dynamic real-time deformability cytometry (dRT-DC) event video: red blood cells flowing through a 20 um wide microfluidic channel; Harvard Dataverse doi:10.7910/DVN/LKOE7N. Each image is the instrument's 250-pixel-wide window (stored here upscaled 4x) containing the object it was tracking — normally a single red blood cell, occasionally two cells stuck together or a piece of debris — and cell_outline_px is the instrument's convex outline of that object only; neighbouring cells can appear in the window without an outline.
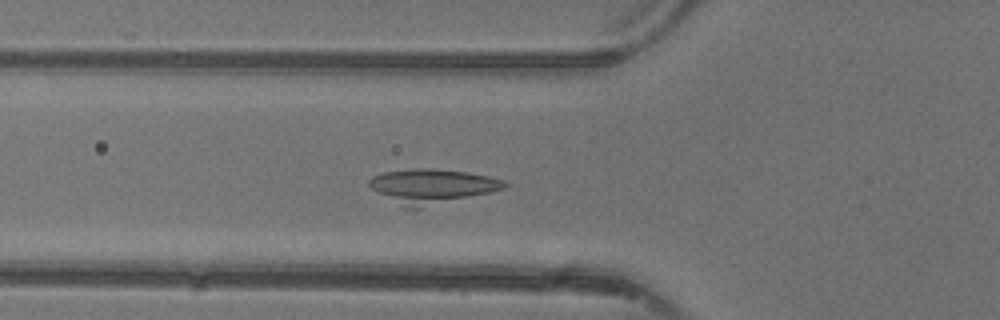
{"species": "common noctule bat (a hibernating species)", "species_latin": "Nyctalus noctula", "temperature_condition": "warm", "stored_images_in_passage": 28, "camera_frame_rate_fps": 3000, "um_per_image_px": 0.085, "animal": {"sex": "female"}, "frame": {"image": 1, "passage_image": 3, "time_ms": 0.667, "image_size_px": [1000, 320], "cell_outline_px": [[508, 184], [504, 188], [492, 192], [420, 208], [404, 208], [372, 188], [368, 184], [368, 180], [372, 176], [384, 172], [412, 168], [432, 168], [468, 172], [488, 176], [504, 180]], "centroid_in_image_um": [36.72, 15.81], "position_along_channel_um": 89.1, "area_um2": 26.99}}
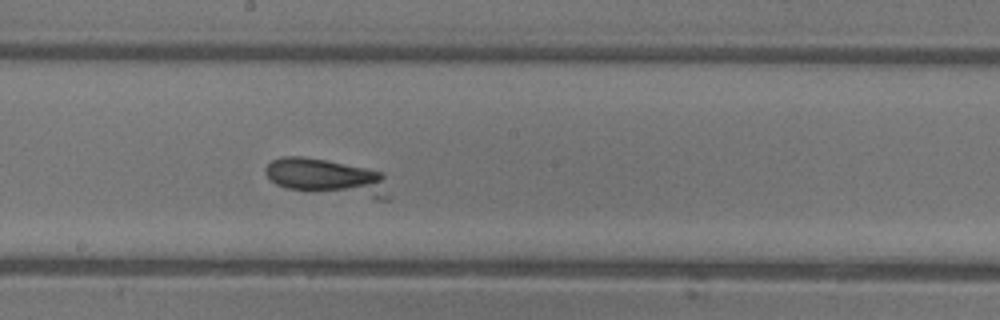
{"frame": {"image": 2, "passage_image": 12, "time_ms": 3.667, "image_size_px": [1000, 320], "cell_outline_px": [[388, 200], [376, 200], [308, 192], [288, 188], [276, 184], [264, 172], [264, 168], [272, 160], [284, 156], [300, 156], [324, 160], [384, 172], [388, 196]], "centroid_in_image_um": [27.83, 15.11], "position_along_channel_um": 220.4, "area_um2": 26.76}}
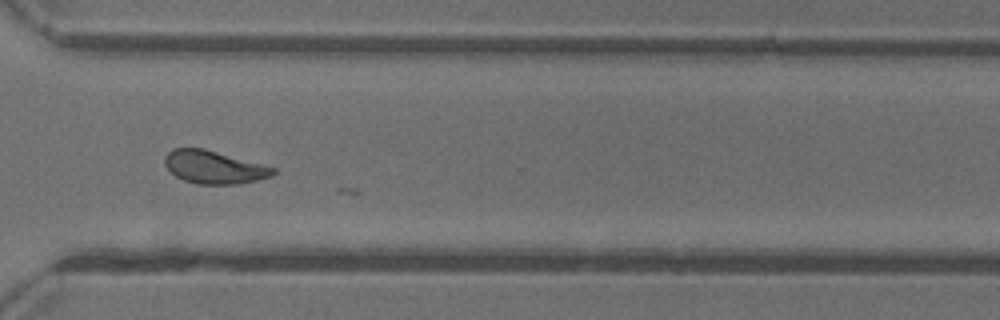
{"frame": {"image": 3, "passage_image": 21, "time_ms": 6.667, "image_size_px": [1000, 320], "cell_outline_px": [[276, 172], [272, 176], [240, 184], [196, 184], [184, 180], [176, 176], [164, 164], [164, 156], [172, 148], [204, 148], [276, 168]], "centroid_in_image_um": [18.18, 14.21], "position_along_channel_um": 352.4, "area_um2": 20.75}}